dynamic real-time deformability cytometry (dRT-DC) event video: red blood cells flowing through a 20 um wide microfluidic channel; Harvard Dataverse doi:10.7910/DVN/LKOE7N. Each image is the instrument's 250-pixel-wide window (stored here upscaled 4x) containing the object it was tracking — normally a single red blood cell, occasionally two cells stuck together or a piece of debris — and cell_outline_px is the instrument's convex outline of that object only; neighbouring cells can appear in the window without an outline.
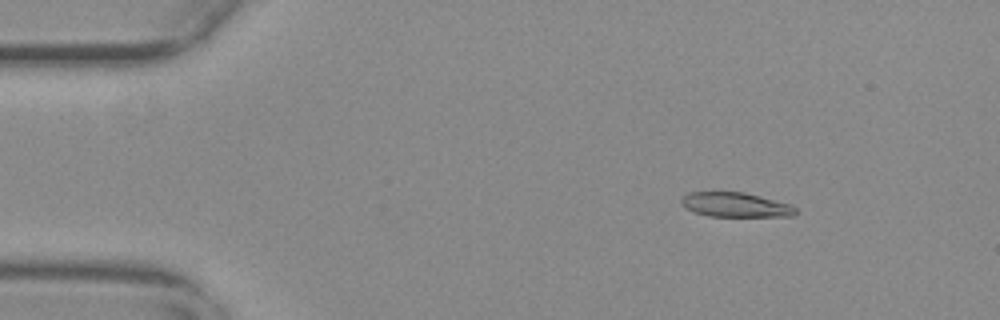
{"species": "common noctule bat (a hibernating species)", "species_latin": "Nyctalus noctula", "temperature_condition": "warm", "stored_images_in_passage": 56, "camera_frame_rate_fps": 3000, "um_per_image_px": 0.085, "animal": {"sex": "female", "body_mass_g": 29.2, "forearm_length_mm": 56.3}, "frame": {"image": 1, "passage_image": 8, "time_ms": 2.333, "image_size_px": [1000, 320], "cell_outline_px": [[796, 212], [792, 216], [708, 216], [692, 212], [684, 208], [680, 204], [680, 200], [688, 192], [744, 192], [792, 204], [796, 208]], "centroid_in_image_um": [62.48, 17.41], "position_along_channel_um": 22.5, "area_um2": 16.47}}
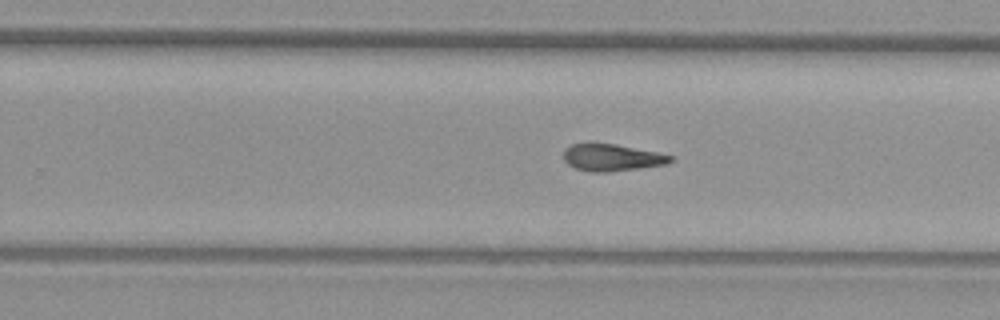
{"frame": {"image": 2, "passage_image": 35, "time_ms": 11.333, "image_size_px": [1000, 320], "cell_outline_px": [[676, 160], [668, 164], [640, 168], [608, 172], [592, 172], [576, 168], [568, 164], [564, 160], [564, 148], [572, 144], [588, 140], [592, 140], [616, 144], [656, 152], [672, 156]], "centroid_in_image_um": [51.97, 13.35], "position_along_channel_um": 277.8, "area_um2": 17.4}}
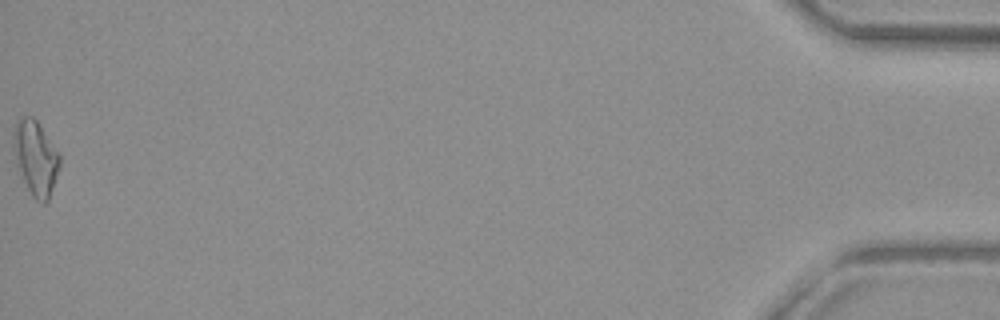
{"frame": {"image": 3, "passage_image": 56, "time_ms": 18.333, "image_size_px": [1000, 320], "cell_outline_px": [[60, 164], [48, 200], [44, 204], [36, 200], [32, 196], [20, 176], [16, 164], [12, 148], [12, 144], [16, 120], [24, 116], [32, 116], [36, 120], [60, 156]], "centroid_in_image_um": [2.98, 13.43], "position_along_channel_um": 432.2, "area_um2": 19.88}, "authors_computed_cell_mechanics": {"area_um2": 17.34, "velocity_mm_per_s": 3.7245, "shape_relaxation_time_tau1_ms": 8.4682, "shape_relaxation_time_tau2_ms": 7.5706, "deformation_change_tau1": 0.2509, "deformation_change_tau2": 0.1983}}